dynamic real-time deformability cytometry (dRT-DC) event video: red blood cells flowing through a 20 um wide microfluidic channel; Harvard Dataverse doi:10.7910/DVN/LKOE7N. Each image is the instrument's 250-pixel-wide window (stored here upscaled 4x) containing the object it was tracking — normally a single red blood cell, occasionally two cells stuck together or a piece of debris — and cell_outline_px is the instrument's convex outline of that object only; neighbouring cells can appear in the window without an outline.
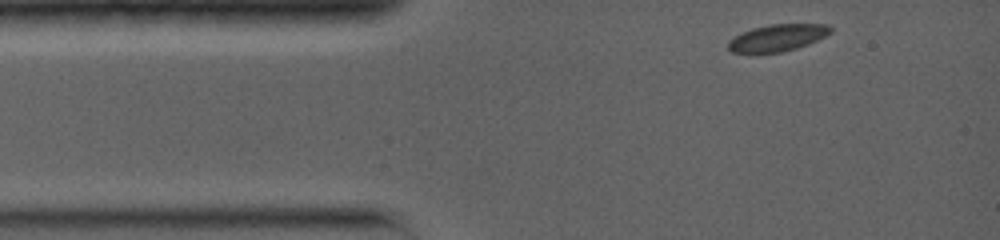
{"species": "common noctule bat (a hibernating species)", "species_latin": "Nyctalus noctula", "temperature_condition": "warm", "stored_images_in_passage": 10, "camera_frame_rate_fps": 5000, "um_per_image_px": 0.085, "animal": {"sex": "female", "body_mass_g": 19.0, "forearm_length_mm": 56.7}, "frame": {"image": 1, "passage_image": 1, "time_ms": 0.0, "image_size_px": [1000, 240], "cell_outline_px": [[832, 32], [808, 44], [796, 48], [780, 52], [732, 52], [728, 48], [728, 40], [752, 28], [768, 24], [828, 24], [832, 28]], "centroid_in_image_um": [66.1, 3.19], "position_along_channel_um": 18.9, "area_um2": 15.78}}
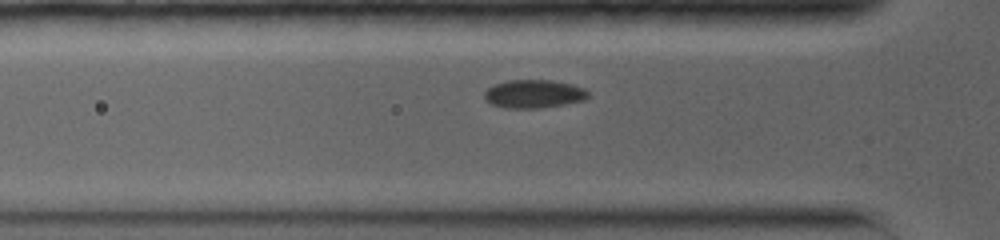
{"frame": {"image": 2, "passage_image": 7, "time_ms": 2.6, "image_size_px": [1000, 240], "cell_outline_px": [[588, 96], [584, 100], [564, 104], [540, 108], [504, 108], [492, 104], [484, 100], [484, 92], [488, 88], [496, 84], [508, 80], [552, 80], [572, 84], [584, 88], [588, 92]], "centroid_in_image_um": [45.36, 7.98], "position_along_channel_um": 80.4, "area_um2": 17.11}}
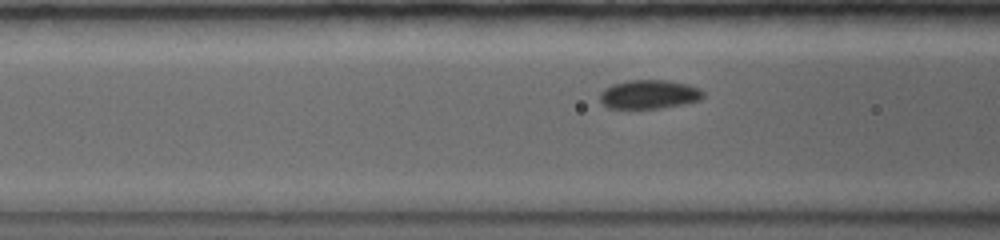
{"frame": {"image": 3, "passage_image": 9, "time_ms": 3.4, "image_size_px": [1000, 240], "cell_outline_px": [[704, 96], [700, 100], [684, 104], [660, 108], [608, 108], [600, 100], [600, 92], [604, 88], [612, 84], [628, 80], [668, 80], [688, 84], [700, 88], [704, 92]], "centroid_in_image_um": [55.19, 8.01], "position_along_channel_um": 111.4, "area_um2": 17.51}}